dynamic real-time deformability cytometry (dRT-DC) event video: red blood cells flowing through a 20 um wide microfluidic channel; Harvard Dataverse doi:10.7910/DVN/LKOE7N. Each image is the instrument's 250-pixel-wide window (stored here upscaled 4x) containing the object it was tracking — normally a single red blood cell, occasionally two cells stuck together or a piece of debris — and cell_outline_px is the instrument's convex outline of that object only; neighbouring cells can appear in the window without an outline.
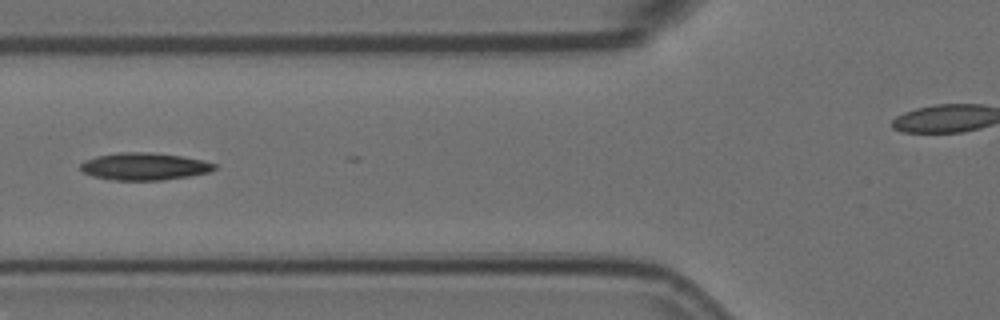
{"species": "Egyptian fruit bat (a non-hibernating species)", "species_latin": "Rousettus aegyptiacus", "temperature_condition": "room temperature", "stored_images_in_passage": 7, "camera_frame_rate_fps": 3000, "um_per_image_px": 0.085, "animal": {"sex": "female"}, "frame": {"image": 1, "passage_image": 4, "time_ms": 1.0, "image_size_px": [1000, 320], "cell_outline_px": [[216, 168], [208, 172], [188, 176], [164, 180], [116, 180], [92, 176], [84, 172], [80, 168], [80, 164], [84, 160], [96, 156], [120, 152], [152, 152], [180, 156], [200, 160], [216, 164]], "centroid_in_image_um": [12.23, 14.14], "position_along_channel_um": 113.6, "area_um2": 21.15}}
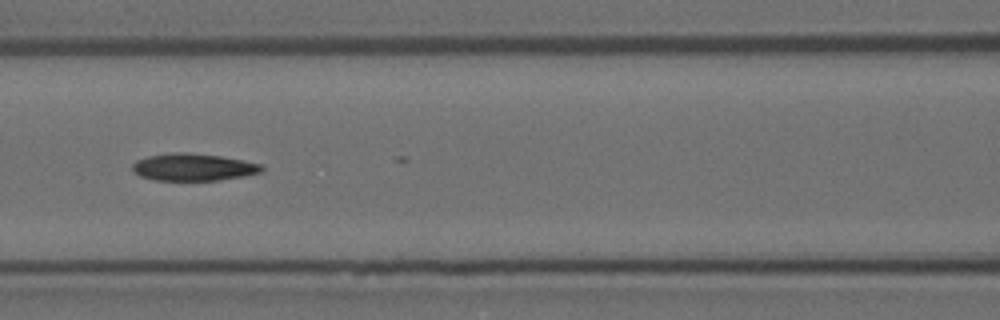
{"frame": {"image": 2, "passage_image": 5, "time_ms": 1.333, "image_size_px": [1000, 320], "cell_outline_px": [[264, 168], [260, 172], [244, 176], [220, 180], [156, 180], [140, 176], [132, 168], [132, 164], [136, 160], [148, 156], [176, 152], [184, 152], [220, 156], [244, 160], [260, 164]], "centroid_in_image_um": [16.43, 14.2], "position_along_channel_um": 150.2, "area_um2": 20.35}}